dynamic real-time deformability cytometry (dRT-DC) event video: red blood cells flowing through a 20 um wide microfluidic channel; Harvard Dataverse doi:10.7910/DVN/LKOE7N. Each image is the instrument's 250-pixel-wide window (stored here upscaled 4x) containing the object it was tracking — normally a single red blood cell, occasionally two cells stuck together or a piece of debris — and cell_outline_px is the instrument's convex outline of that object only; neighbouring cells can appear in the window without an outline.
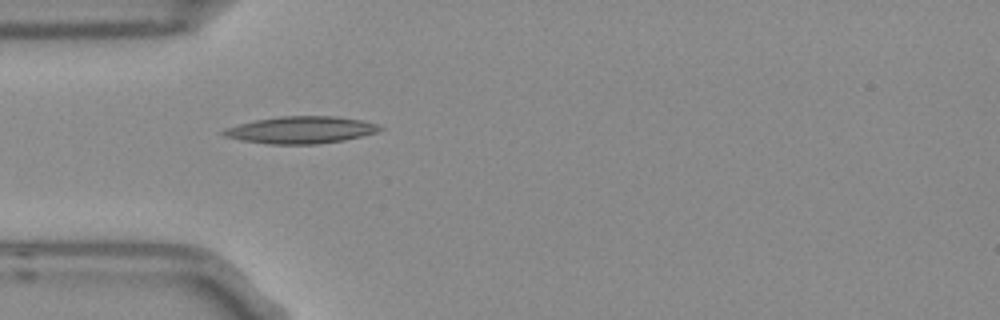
{"species": "Egyptian fruit bat (a non-hibernating species)", "species_latin": "Rousettus aegyptiacus", "temperature_condition": "room temperature", "stored_images_in_passage": 1, "camera_frame_rate_fps": 3000, "um_per_image_px": 0.085, "frame": {"image": 1, "passage_image": 1, "time_ms": 0.0, "image_size_px": [1000, 320], "cell_outline_px": [[384, 128], [376, 132], [344, 140], [316, 144], [268, 144], [244, 140], [224, 136], [220, 132], [224, 128], [256, 120], [280, 116], [336, 116], [360, 120], [376, 124]], "centroid_in_image_um": [25.56, 11.04], "position_along_channel_um": 59.4, "area_um2": 24.39}}